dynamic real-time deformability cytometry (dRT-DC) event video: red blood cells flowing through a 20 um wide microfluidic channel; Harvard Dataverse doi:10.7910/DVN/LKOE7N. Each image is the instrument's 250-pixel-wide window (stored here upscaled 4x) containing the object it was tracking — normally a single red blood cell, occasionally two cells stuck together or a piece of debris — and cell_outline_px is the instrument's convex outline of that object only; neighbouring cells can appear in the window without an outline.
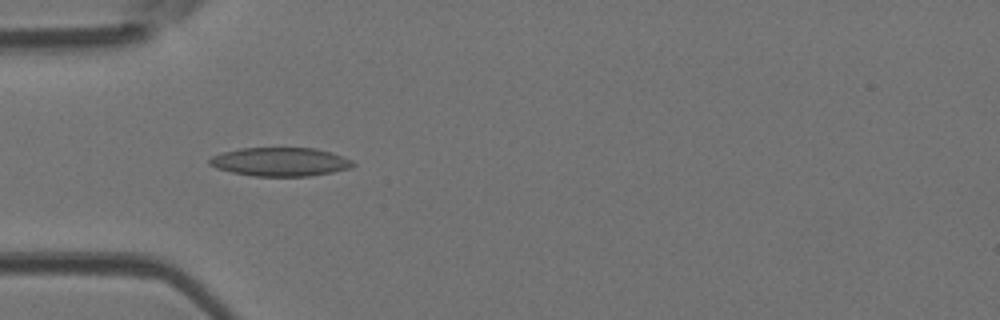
{"species": "Egyptian fruit bat (a non-hibernating species)", "species_latin": "Rousettus aegyptiacus", "temperature_condition": "room temperature", "stored_images_in_passage": 38, "camera_frame_rate_fps": 3000, "um_per_image_px": 0.085, "animal": {"sex": "female"}, "frame": {"image": 1, "passage_image": 5, "time_ms": 1.333, "image_size_px": [1000, 320], "cell_outline_px": [[356, 164], [352, 168], [332, 172], [308, 176], [252, 176], [232, 172], [216, 168], [208, 164], [208, 160], [212, 156], [224, 152], [240, 148], [316, 148], [332, 152], [352, 160]], "centroid_in_image_um": [23.83, 13.75], "position_along_channel_um": 61.2, "area_um2": 24.04}}
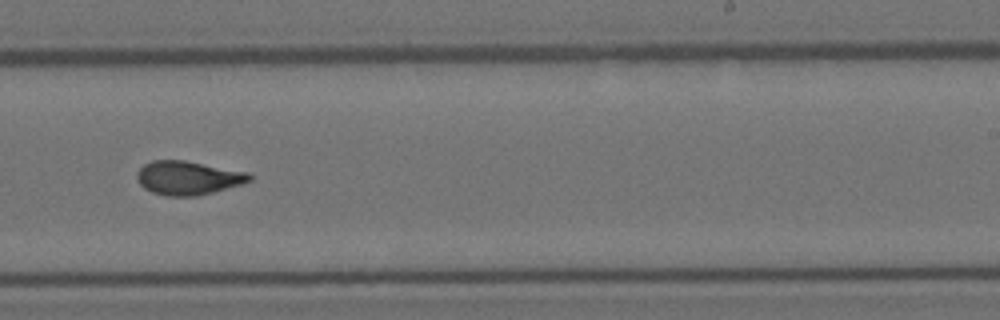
{"frame": {"image": 2, "passage_image": 20, "time_ms": 6.333, "image_size_px": [1000, 320], "cell_outline_px": [[252, 180], [244, 184], [196, 196], [168, 196], [152, 192], [144, 188], [136, 180], [136, 172], [144, 164], [152, 160], [184, 160], [248, 172], [252, 176]], "centroid_in_image_um": [15.97, 15.12], "position_along_channel_um": 273.0, "area_um2": 22.25}}
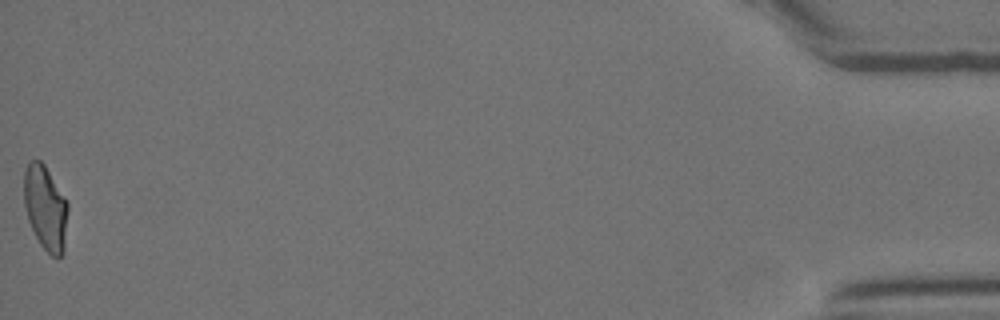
{"frame": {"image": 3, "passage_image": 38, "time_ms": 12.333, "image_size_px": [1000, 320], "cell_outline_px": [[68, 208], [64, 252], [56, 260], [40, 244], [28, 220], [24, 204], [24, 172], [28, 160], [40, 160], [44, 164], [68, 200]], "centroid_in_image_um": [3.88, 17.65], "position_along_channel_um": 431.3, "area_um2": 21.91}, "authors_computed_cell_mechanics": {"area_um2": 21.8484, "velocity_mm_per_s": 4.2868, "shape_relaxation_time_tau1_ms": null, "shape_relaxation_time_tau2_ms": 1.5558, "deformation_change_tau1": null, "deformation_change_tau2": 0.0873}}